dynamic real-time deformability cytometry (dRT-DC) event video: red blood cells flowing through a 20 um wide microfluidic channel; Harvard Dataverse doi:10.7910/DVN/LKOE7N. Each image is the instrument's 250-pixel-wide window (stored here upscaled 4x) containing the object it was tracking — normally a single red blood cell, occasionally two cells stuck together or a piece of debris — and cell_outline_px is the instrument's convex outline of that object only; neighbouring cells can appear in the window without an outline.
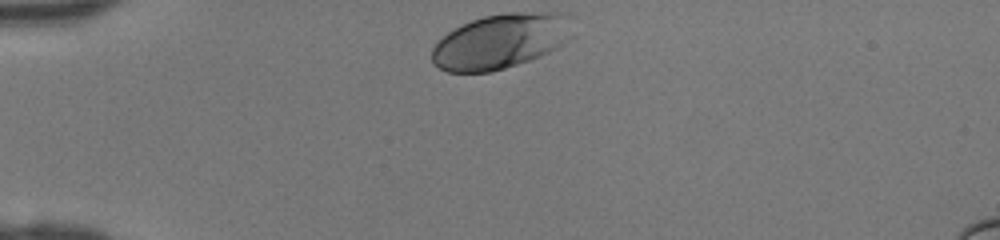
{"species": "human", "species_latin": "Homo sapiens", "temperature_condition": "room temperature", "stored_images_in_passage": 29, "camera_frame_rate_fps": 3000, "um_per_image_px": 0.085, "donor": {"sex": "female"}, "frame": {"image": 1, "passage_image": 1, "time_ms": 0.0, "image_size_px": [1000, 240], "cell_outline_px": [[572, 16], [564, 40], [560, 44], [548, 52], [540, 56], [492, 72], [448, 72], [432, 64], [432, 48], [436, 40], [448, 32], [472, 20], [484, 16], [508, 12], [564, 12]], "centroid_in_image_um": [42.48, 3.49], "position_along_channel_um": 42.5, "area_um2": 44.51}}
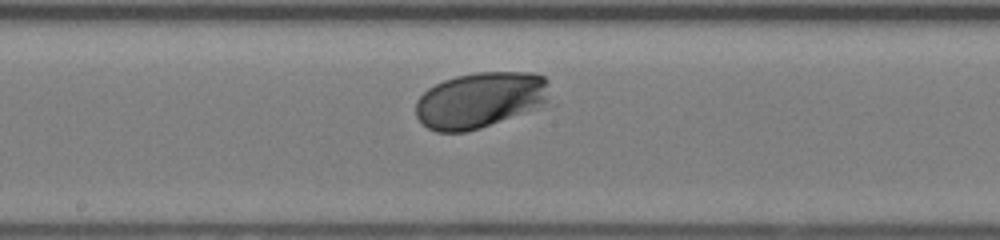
{"frame": {"image": 2, "passage_image": 15, "time_ms": 4.667, "image_size_px": [1000, 240], "cell_outline_px": [[548, 80], [544, 100], [536, 108], [480, 128], [468, 132], [436, 132], [428, 128], [416, 116], [416, 100], [428, 88], [444, 80], [456, 76], [476, 72], [532, 72], [544, 76]], "centroid_in_image_um": [40.74, 8.5], "position_along_channel_um": 207.5, "area_um2": 43.12}}
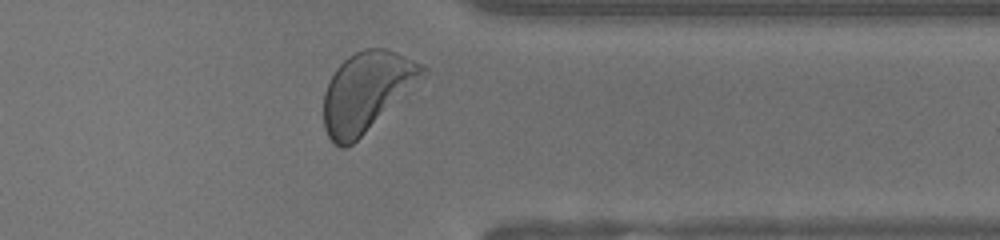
{"frame": {"image": 3, "passage_image": 27, "time_ms": 8.667, "image_size_px": [1000, 240], "cell_outline_px": [[428, 72], [424, 80], [352, 144], [344, 148], [340, 148], [328, 136], [324, 128], [324, 92], [336, 68], [348, 56], [364, 48], [384, 48], [396, 52], [424, 64], [428, 68]], "centroid_in_image_um": [31.22, 7.77], "position_along_channel_um": 380.2, "area_um2": 46.07}}